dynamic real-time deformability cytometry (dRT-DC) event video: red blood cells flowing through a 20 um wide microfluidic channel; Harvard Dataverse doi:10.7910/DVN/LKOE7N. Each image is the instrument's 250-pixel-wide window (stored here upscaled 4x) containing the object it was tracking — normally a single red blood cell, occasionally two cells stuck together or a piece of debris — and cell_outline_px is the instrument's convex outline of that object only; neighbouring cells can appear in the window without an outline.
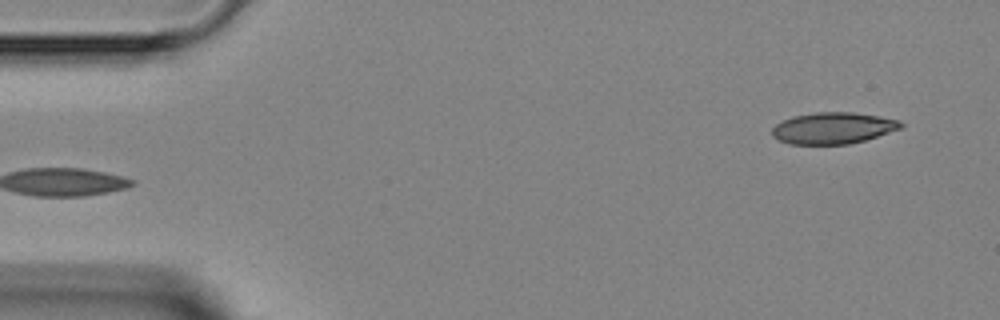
{"species": "Egyptian fruit bat (a non-hibernating species)", "species_latin": "Rousettus aegyptiacus", "temperature_condition": "room temperature", "stored_images_in_passage": 3, "segment_of_instrument_passage": [2, 2], "camera_frame_rate_fps": 3000, "um_per_image_px": 0.085, "animal": {"sex": "female"}, "frame": {"image": 1, "passage_image": 3, "time_ms": 3.0, "image_size_px": [1000, 320], "cell_outline_px": [[904, 128], [864, 140], [848, 144], [788, 144], [772, 136], [772, 128], [776, 124], [792, 116], [816, 112], [852, 112], [880, 116], [900, 120], [904, 124]], "centroid_in_image_um": [70.84, 10.88], "position_along_channel_um": 14.2, "area_um2": 23.7}}